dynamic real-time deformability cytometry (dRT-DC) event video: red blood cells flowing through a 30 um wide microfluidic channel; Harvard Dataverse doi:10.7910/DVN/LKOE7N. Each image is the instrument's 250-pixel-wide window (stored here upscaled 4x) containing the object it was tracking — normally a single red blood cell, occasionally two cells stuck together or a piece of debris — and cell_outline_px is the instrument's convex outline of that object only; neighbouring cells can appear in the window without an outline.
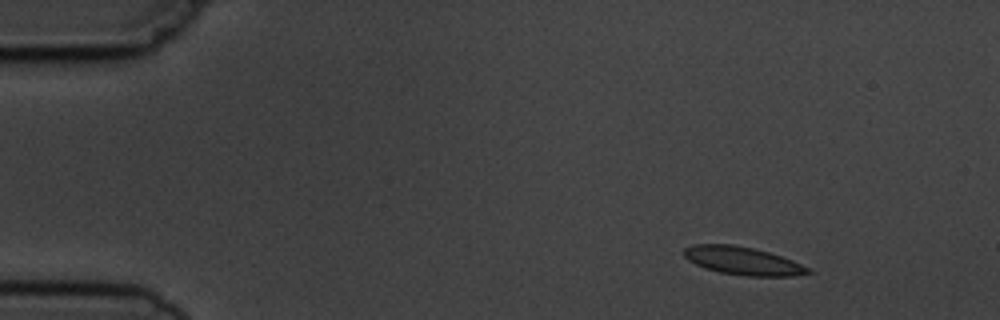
{"species": "common noctule bat (a hibernating species)", "species_latin": "Nyctalus noctula", "temperature_condition": "cold", "stored_images_in_passage": 3, "camera_frame_rate_fps": 3000, "um_per_image_px": 0.085, "animal": {"sex": "male", "body_mass_g": 19.5, "forearm_length_mm": 54.6}, "frame": {"image": 1, "passage_image": 1, "time_ms": 0.0, "image_size_px": [1000, 320], "cell_outline_px": [[812, 272], [792, 276], [744, 276], [720, 272], [704, 268], [688, 260], [684, 256], [684, 248], [692, 244], [732, 244], [752, 248], [768, 252], [792, 260], [812, 268]], "centroid_in_image_um": [63.13, 22.17], "position_along_channel_um": 21.9, "area_um2": 20.29}}